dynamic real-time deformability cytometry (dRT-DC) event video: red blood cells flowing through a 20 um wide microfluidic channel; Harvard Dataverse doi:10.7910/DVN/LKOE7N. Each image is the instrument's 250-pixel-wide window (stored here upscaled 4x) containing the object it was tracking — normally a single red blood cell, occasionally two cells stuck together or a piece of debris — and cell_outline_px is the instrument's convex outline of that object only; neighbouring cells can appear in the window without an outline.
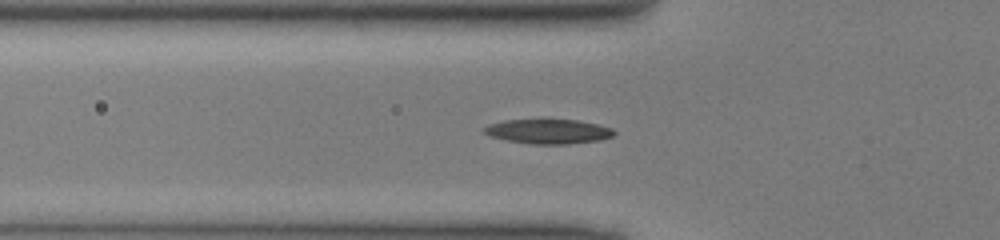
{"species": "common noctule bat (a hibernating species)", "species_latin": "Nyctalus noctula", "temperature_condition": "cold", "stored_images_in_passage": 49, "segment_of_instrument_passage": [1, 2], "camera_frame_rate_fps": 3000, "um_per_image_px": 0.085, "animal": {"sex": "male", "body_mass_g": 13.0, "forearm_length_mm": 53.1}, "frame": {"image": 1, "passage_image": 16, "time_ms": 5.0, "image_size_px": [1000, 240], "cell_outline_px": [[616, 132], [612, 136], [600, 140], [568, 144], [532, 144], [508, 140], [488, 136], [480, 128], [488, 124], [504, 120], [544, 116], [576, 120], [596, 124], [612, 128]], "centroid_in_image_um": [46.53, 11.12], "position_along_channel_um": 79.3, "area_um2": 19.59}}
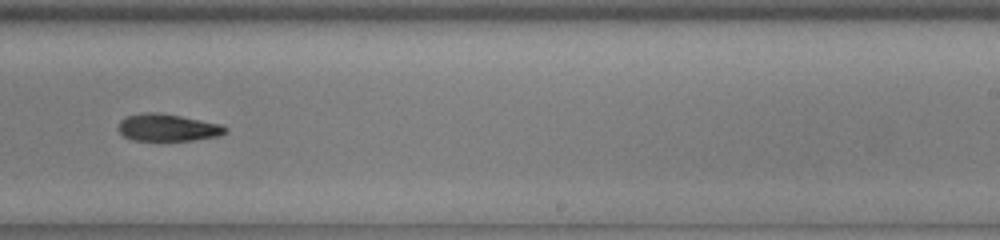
{"frame": {"image": 2, "passage_image": 30, "time_ms": 9.667, "image_size_px": [1000, 240], "cell_outline_px": [[228, 132], [220, 136], [192, 140], [132, 140], [124, 136], [120, 132], [120, 120], [128, 116], [144, 112], [160, 112], [220, 124], [228, 128]], "centroid_in_image_um": [14.29, 10.84], "position_along_channel_um": 274.7, "area_um2": 16.82}}
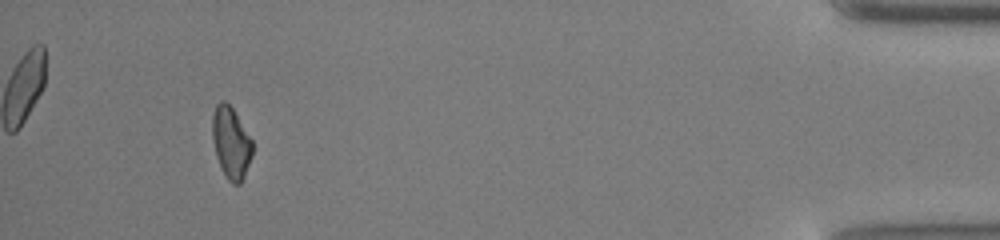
{"frame": {"image": 3, "passage_image": 45, "time_ms": 14.667, "image_size_px": [1000, 240], "cell_outline_px": [[252, 156], [244, 176], [240, 184], [232, 184], [228, 180], [216, 156], [212, 140], [212, 116], [216, 104], [220, 100], [224, 100], [232, 108], [252, 140]], "centroid_in_image_um": [19.62, 12.12], "position_along_channel_um": 415.6, "area_um2": 16.59}}